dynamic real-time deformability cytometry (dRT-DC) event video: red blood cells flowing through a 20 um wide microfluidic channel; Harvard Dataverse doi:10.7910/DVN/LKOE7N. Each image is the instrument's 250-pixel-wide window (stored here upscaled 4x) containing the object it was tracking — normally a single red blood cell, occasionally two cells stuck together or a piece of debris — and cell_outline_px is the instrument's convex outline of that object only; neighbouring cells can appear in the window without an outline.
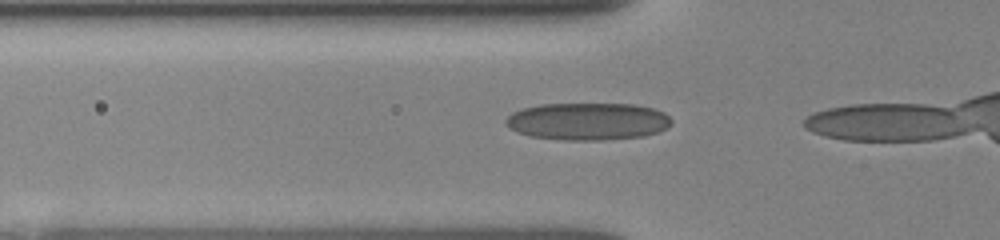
{"species": "human", "species_latin": "Homo sapiens", "temperature_condition": "room temperature", "stored_images_in_passage": 8, "camera_frame_rate_fps": 3000, "um_per_image_px": 0.085, "donor": {"sex": "female"}, "frame": {"image": 1, "passage_image": 6, "time_ms": 1.667, "image_size_px": [1000, 240], "cell_outline_px": [[672, 124], [656, 132], [644, 136], [600, 140], [564, 140], [528, 136], [516, 132], [504, 120], [512, 112], [524, 108], [540, 104], [632, 104], [652, 108], [664, 112], [672, 120]], "centroid_in_image_um": [49.95, 10.31], "position_along_channel_um": 75.9, "area_um2": 35.95}}